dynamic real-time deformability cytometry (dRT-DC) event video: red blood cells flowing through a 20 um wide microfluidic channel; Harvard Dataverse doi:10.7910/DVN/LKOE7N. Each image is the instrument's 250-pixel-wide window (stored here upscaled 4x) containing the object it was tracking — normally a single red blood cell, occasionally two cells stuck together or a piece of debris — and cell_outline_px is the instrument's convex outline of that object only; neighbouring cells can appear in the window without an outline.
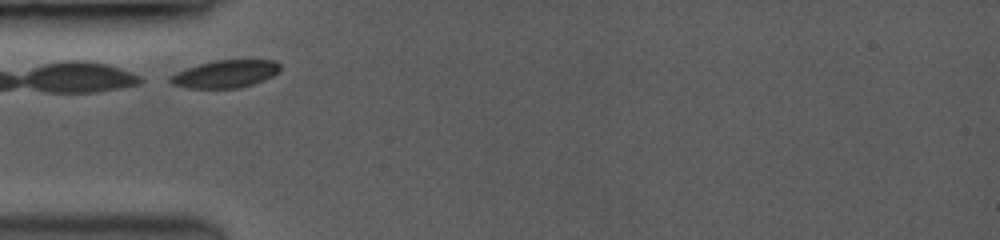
{"species": "common noctule bat (a hibernating species)", "species_latin": "Nyctalus noctula", "temperature_condition": "room temperature", "stored_images_in_passage": 5, "camera_frame_rate_fps": 3500, "um_per_image_px": 0.085, "animal": {"sex": "female", "body_mass_g": 19.0, "forearm_length_mm": 53.3}, "frame": {"image": 1, "passage_image": 1, "time_ms": 0.0, "image_size_px": [1000, 240], "cell_outline_px": [[280, 72], [264, 80], [252, 84], [236, 88], [188, 88], [172, 84], [168, 80], [168, 76], [176, 72], [200, 64], [216, 60], [276, 60], [280, 64]], "centroid_in_image_um": [19.16, 6.28], "position_along_channel_um": 65.8, "area_um2": 17.63}}